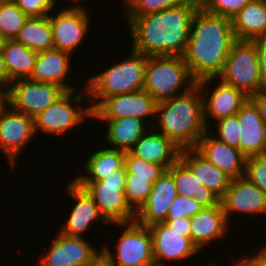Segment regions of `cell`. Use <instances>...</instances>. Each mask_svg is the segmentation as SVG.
<instances>
[{
    "label": "cell",
    "instance_id": "1",
    "mask_svg": "<svg viewBox=\"0 0 266 266\" xmlns=\"http://www.w3.org/2000/svg\"><path fill=\"white\" fill-rule=\"evenodd\" d=\"M200 0L185 3L156 13L126 19L130 30L131 49L145 56L183 57L189 40L193 15Z\"/></svg>",
    "mask_w": 266,
    "mask_h": 266
},
{
    "label": "cell",
    "instance_id": "2",
    "mask_svg": "<svg viewBox=\"0 0 266 266\" xmlns=\"http://www.w3.org/2000/svg\"><path fill=\"white\" fill-rule=\"evenodd\" d=\"M236 41L231 19L208 13L199 7L193 15L183 55L192 77L197 82L218 78Z\"/></svg>",
    "mask_w": 266,
    "mask_h": 266
},
{
    "label": "cell",
    "instance_id": "3",
    "mask_svg": "<svg viewBox=\"0 0 266 266\" xmlns=\"http://www.w3.org/2000/svg\"><path fill=\"white\" fill-rule=\"evenodd\" d=\"M153 128L181 150L195 148L208 131L202 92L198 85L187 93L157 104ZM157 124V125H155Z\"/></svg>",
    "mask_w": 266,
    "mask_h": 266
},
{
    "label": "cell",
    "instance_id": "4",
    "mask_svg": "<svg viewBox=\"0 0 266 266\" xmlns=\"http://www.w3.org/2000/svg\"><path fill=\"white\" fill-rule=\"evenodd\" d=\"M122 61L86 78L88 104L92 111L105 99L143 90L147 56L133 49ZM93 102V103H92ZM91 103V104H90Z\"/></svg>",
    "mask_w": 266,
    "mask_h": 266
},
{
    "label": "cell",
    "instance_id": "5",
    "mask_svg": "<svg viewBox=\"0 0 266 266\" xmlns=\"http://www.w3.org/2000/svg\"><path fill=\"white\" fill-rule=\"evenodd\" d=\"M196 85L197 81L192 77L183 57H147L143 90L158 103L187 93Z\"/></svg>",
    "mask_w": 266,
    "mask_h": 266
},
{
    "label": "cell",
    "instance_id": "6",
    "mask_svg": "<svg viewBox=\"0 0 266 266\" xmlns=\"http://www.w3.org/2000/svg\"><path fill=\"white\" fill-rule=\"evenodd\" d=\"M80 92L76 94L77 89L66 91L55 103L37 114L34 117L36 136L40 132L49 135L61 136L62 134L63 136L65 133L75 130L74 128L79 125H83L88 118H93L90 105L81 106L85 99H88L86 86Z\"/></svg>",
    "mask_w": 266,
    "mask_h": 266
},
{
    "label": "cell",
    "instance_id": "7",
    "mask_svg": "<svg viewBox=\"0 0 266 266\" xmlns=\"http://www.w3.org/2000/svg\"><path fill=\"white\" fill-rule=\"evenodd\" d=\"M126 174V170H115L101 181H75L89 193L111 226L136 219V211L129 205L124 193Z\"/></svg>",
    "mask_w": 266,
    "mask_h": 266
},
{
    "label": "cell",
    "instance_id": "8",
    "mask_svg": "<svg viewBox=\"0 0 266 266\" xmlns=\"http://www.w3.org/2000/svg\"><path fill=\"white\" fill-rule=\"evenodd\" d=\"M122 228L118 234L115 250L110 243H104L101 248L110 257L115 266H153L154 252L153 241L148 226L138 224L136 221L128 223H114ZM107 245V246H106Z\"/></svg>",
    "mask_w": 266,
    "mask_h": 266
},
{
    "label": "cell",
    "instance_id": "9",
    "mask_svg": "<svg viewBox=\"0 0 266 266\" xmlns=\"http://www.w3.org/2000/svg\"><path fill=\"white\" fill-rule=\"evenodd\" d=\"M218 78L243 91L248 97L263 90L255 44L249 40H237L232 45Z\"/></svg>",
    "mask_w": 266,
    "mask_h": 266
},
{
    "label": "cell",
    "instance_id": "10",
    "mask_svg": "<svg viewBox=\"0 0 266 266\" xmlns=\"http://www.w3.org/2000/svg\"><path fill=\"white\" fill-rule=\"evenodd\" d=\"M48 15L52 28L54 48L74 54L85 43L92 25L91 10L86 7L63 6ZM55 14H54V13ZM53 13V14H52ZM91 23V24H90ZM84 40V41H83Z\"/></svg>",
    "mask_w": 266,
    "mask_h": 266
},
{
    "label": "cell",
    "instance_id": "11",
    "mask_svg": "<svg viewBox=\"0 0 266 266\" xmlns=\"http://www.w3.org/2000/svg\"><path fill=\"white\" fill-rule=\"evenodd\" d=\"M197 85L202 92L204 119L208 129L213 122L236 115L249 99L243 91L227 85L219 78H206L198 81ZM210 119H213L212 123Z\"/></svg>",
    "mask_w": 266,
    "mask_h": 266
},
{
    "label": "cell",
    "instance_id": "12",
    "mask_svg": "<svg viewBox=\"0 0 266 266\" xmlns=\"http://www.w3.org/2000/svg\"><path fill=\"white\" fill-rule=\"evenodd\" d=\"M35 134L34 117L14 110L10 105L0 111V151L9 162L12 170L23 149Z\"/></svg>",
    "mask_w": 266,
    "mask_h": 266
},
{
    "label": "cell",
    "instance_id": "13",
    "mask_svg": "<svg viewBox=\"0 0 266 266\" xmlns=\"http://www.w3.org/2000/svg\"><path fill=\"white\" fill-rule=\"evenodd\" d=\"M66 90L58 85L28 79L12 81L9 105L16 111L35 117L55 103Z\"/></svg>",
    "mask_w": 266,
    "mask_h": 266
},
{
    "label": "cell",
    "instance_id": "14",
    "mask_svg": "<svg viewBox=\"0 0 266 266\" xmlns=\"http://www.w3.org/2000/svg\"><path fill=\"white\" fill-rule=\"evenodd\" d=\"M157 104L158 102L145 90L114 95L105 98L92 111L93 119H119L130 116L145 121L148 126L151 122L150 126L153 128Z\"/></svg>",
    "mask_w": 266,
    "mask_h": 266
},
{
    "label": "cell",
    "instance_id": "15",
    "mask_svg": "<svg viewBox=\"0 0 266 266\" xmlns=\"http://www.w3.org/2000/svg\"><path fill=\"white\" fill-rule=\"evenodd\" d=\"M87 239L57 231L48 244L50 246L46 247L48 250L41 254L37 266H86L101 249Z\"/></svg>",
    "mask_w": 266,
    "mask_h": 266
},
{
    "label": "cell",
    "instance_id": "16",
    "mask_svg": "<svg viewBox=\"0 0 266 266\" xmlns=\"http://www.w3.org/2000/svg\"><path fill=\"white\" fill-rule=\"evenodd\" d=\"M220 203L229 225L235 223L232 217L234 214L237 216L238 213H241V216L245 214L248 217L251 215L252 217L253 215L255 217L257 215L266 216L265 193L244 176L231 179L228 189L220 198Z\"/></svg>",
    "mask_w": 266,
    "mask_h": 266
},
{
    "label": "cell",
    "instance_id": "17",
    "mask_svg": "<svg viewBox=\"0 0 266 266\" xmlns=\"http://www.w3.org/2000/svg\"><path fill=\"white\" fill-rule=\"evenodd\" d=\"M65 193L71 196L75 201V205L71 207L72 210L69 212L65 221L61 224L59 232L75 237H84L94 222H102L104 226L110 223L100 213L99 208L96 206L93 198L89 193L81 186H79L74 180H71L64 186Z\"/></svg>",
    "mask_w": 266,
    "mask_h": 266
},
{
    "label": "cell",
    "instance_id": "18",
    "mask_svg": "<svg viewBox=\"0 0 266 266\" xmlns=\"http://www.w3.org/2000/svg\"><path fill=\"white\" fill-rule=\"evenodd\" d=\"M148 227L152 236L156 265L169 266L167 263L171 264L175 261L180 264L184 260H192V257L194 258L200 252L191 241V237L182 236V233L171 230L164 222Z\"/></svg>",
    "mask_w": 266,
    "mask_h": 266
},
{
    "label": "cell",
    "instance_id": "19",
    "mask_svg": "<svg viewBox=\"0 0 266 266\" xmlns=\"http://www.w3.org/2000/svg\"><path fill=\"white\" fill-rule=\"evenodd\" d=\"M177 195L173 174L167 169L153 184L147 201L136 212L135 221L143 226L165 222L169 208Z\"/></svg>",
    "mask_w": 266,
    "mask_h": 266
},
{
    "label": "cell",
    "instance_id": "20",
    "mask_svg": "<svg viewBox=\"0 0 266 266\" xmlns=\"http://www.w3.org/2000/svg\"><path fill=\"white\" fill-rule=\"evenodd\" d=\"M231 229L221 203L211 208H203L190 218V237L200 252L215 241L226 239Z\"/></svg>",
    "mask_w": 266,
    "mask_h": 266
},
{
    "label": "cell",
    "instance_id": "21",
    "mask_svg": "<svg viewBox=\"0 0 266 266\" xmlns=\"http://www.w3.org/2000/svg\"><path fill=\"white\" fill-rule=\"evenodd\" d=\"M195 149L232 179L245 175L246 156L213 137L209 131L198 141Z\"/></svg>",
    "mask_w": 266,
    "mask_h": 266
},
{
    "label": "cell",
    "instance_id": "22",
    "mask_svg": "<svg viewBox=\"0 0 266 266\" xmlns=\"http://www.w3.org/2000/svg\"><path fill=\"white\" fill-rule=\"evenodd\" d=\"M73 55L56 48L38 52L34 70L29 78L37 82H46L58 85L66 91L76 90L75 85L68 83ZM76 87V88H75Z\"/></svg>",
    "mask_w": 266,
    "mask_h": 266
},
{
    "label": "cell",
    "instance_id": "23",
    "mask_svg": "<svg viewBox=\"0 0 266 266\" xmlns=\"http://www.w3.org/2000/svg\"><path fill=\"white\" fill-rule=\"evenodd\" d=\"M151 129L142 135L129 152L167 170L180 158L181 149L162 133Z\"/></svg>",
    "mask_w": 266,
    "mask_h": 266
},
{
    "label": "cell",
    "instance_id": "24",
    "mask_svg": "<svg viewBox=\"0 0 266 266\" xmlns=\"http://www.w3.org/2000/svg\"><path fill=\"white\" fill-rule=\"evenodd\" d=\"M240 123V151L247 157L266 154V125L248 99L236 114Z\"/></svg>",
    "mask_w": 266,
    "mask_h": 266
},
{
    "label": "cell",
    "instance_id": "25",
    "mask_svg": "<svg viewBox=\"0 0 266 266\" xmlns=\"http://www.w3.org/2000/svg\"><path fill=\"white\" fill-rule=\"evenodd\" d=\"M202 186L215 192L220 198L228 189L231 177L203 157L195 148L181 150L179 158Z\"/></svg>",
    "mask_w": 266,
    "mask_h": 266
},
{
    "label": "cell",
    "instance_id": "26",
    "mask_svg": "<svg viewBox=\"0 0 266 266\" xmlns=\"http://www.w3.org/2000/svg\"><path fill=\"white\" fill-rule=\"evenodd\" d=\"M107 123L104 141L107 147L129 152L150 126L143 120L134 117L119 119H95ZM147 125V126H146Z\"/></svg>",
    "mask_w": 266,
    "mask_h": 266
},
{
    "label": "cell",
    "instance_id": "27",
    "mask_svg": "<svg viewBox=\"0 0 266 266\" xmlns=\"http://www.w3.org/2000/svg\"><path fill=\"white\" fill-rule=\"evenodd\" d=\"M98 148L85 159L84 173L75 177L74 181H101L115 170H126V152L106 147ZM105 146V147H104Z\"/></svg>",
    "mask_w": 266,
    "mask_h": 266
},
{
    "label": "cell",
    "instance_id": "28",
    "mask_svg": "<svg viewBox=\"0 0 266 266\" xmlns=\"http://www.w3.org/2000/svg\"><path fill=\"white\" fill-rule=\"evenodd\" d=\"M237 40H253L266 36V0H251L232 19Z\"/></svg>",
    "mask_w": 266,
    "mask_h": 266
},
{
    "label": "cell",
    "instance_id": "29",
    "mask_svg": "<svg viewBox=\"0 0 266 266\" xmlns=\"http://www.w3.org/2000/svg\"><path fill=\"white\" fill-rule=\"evenodd\" d=\"M168 170L173 174L178 195L195 198L204 208H211L220 204V197L211 189L202 186L180 159Z\"/></svg>",
    "mask_w": 266,
    "mask_h": 266
},
{
    "label": "cell",
    "instance_id": "30",
    "mask_svg": "<svg viewBox=\"0 0 266 266\" xmlns=\"http://www.w3.org/2000/svg\"><path fill=\"white\" fill-rule=\"evenodd\" d=\"M1 52L12 81L31 77L38 52L15 39H5Z\"/></svg>",
    "mask_w": 266,
    "mask_h": 266
},
{
    "label": "cell",
    "instance_id": "31",
    "mask_svg": "<svg viewBox=\"0 0 266 266\" xmlns=\"http://www.w3.org/2000/svg\"><path fill=\"white\" fill-rule=\"evenodd\" d=\"M15 40L36 52L54 48L52 28L48 16L28 17Z\"/></svg>",
    "mask_w": 266,
    "mask_h": 266
},
{
    "label": "cell",
    "instance_id": "32",
    "mask_svg": "<svg viewBox=\"0 0 266 266\" xmlns=\"http://www.w3.org/2000/svg\"><path fill=\"white\" fill-rule=\"evenodd\" d=\"M27 18L14 2L0 3V33L5 39H15Z\"/></svg>",
    "mask_w": 266,
    "mask_h": 266
},
{
    "label": "cell",
    "instance_id": "33",
    "mask_svg": "<svg viewBox=\"0 0 266 266\" xmlns=\"http://www.w3.org/2000/svg\"><path fill=\"white\" fill-rule=\"evenodd\" d=\"M187 0H130L124 7V18H137L185 3Z\"/></svg>",
    "mask_w": 266,
    "mask_h": 266
},
{
    "label": "cell",
    "instance_id": "34",
    "mask_svg": "<svg viewBox=\"0 0 266 266\" xmlns=\"http://www.w3.org/2000/svg\"><path fill=\"white\" fill-rule=\"evenodd\" d=\"M125 168L127 171L126 178H150V182L153 184L165 171L162 166L137 158L130 152H126Z\"/></svg>",
    "mask_w": 266,
    "mask_h": 266
},
{
    "label": "cell",
    "instance_id": "35",
    "mask_svg": "<svg viewBox=\"0 0 266 266\" xmlns=\"http://www.w3.org/2000/svg\"><path fill=\"white\" fill-rule=\"evenodd\" d=\"M213 126L216 127L215 129L213 128V130L217 131L214 132L212 130V126L208 129L209 133L213 137L223 143H226L230 147L238 148L240 150V123L237 115L220 119L215 122Z\"/></svg>",
    "mask_w": 266,
    "mask_h": 266
},
{
    "label": "cell",
    "instance_id": "36",
    "mask_svg": "<svg viewBox=\"0 0 266 266\" xmlns=\"http://www.w3.org/2000/svg\"><path fill=\"white\" fill-rule=\"evenodd\" d=\"M152 189L150 178H126L124 193L129 205L137 212L147 201Z\"/></svg>",
    "mask_w": 266,
    "mask_h": 266
},
{
    "label": "cell",
    "instance_id": "37",
    "mask_svg": "<svg viewBox=\"0 0 266 266\" xmlns=\"http://www.w3.org/2000/svg\"><path fill=\"white\" fill-rule=\"evenodd\" d=\"M251 0H200V7L211 14L232 19Z\"/></svg>",
    "mask_w": 266,
    "mask_h": 266
},
{
    "label": "cell",
    "instance_id": "38",
    "mask_svg": "<svg viewBox=\"0 0 266 266\" xmlns=\"http://www.w3.org/2000/svg\"><path fill=\"white\" fill-rule=\"evenodd\" d=\"M203 208L204 207L195 198L177 195L169 208L166 220L191 218Z\"/></svg>",
    "mask_w": 266,
    "mask_h": 266
},
{
    "label": "cell",
    "instance_id": "39",
    "mask_svg": "<svg viewBox=\"0 0 266 266\" xmlns=\"http://www.w3.org/2000/svg\"><path fill=\"white\" fill-rule=\"evenodd\" d=\"M244 177L259 187L266 195V154L246 158Z\"/></svg>",
    "mask_w": 266,
    "mask_h": 266
},
{
    "label": "cell",
    "instance_id": "40",
    "mask_svg": "<svg viewBox=\"0 0 266 266\" xmlns=\"http://www.w3.org/2000/svg\"><path fill=\"white\" fill-rule=\"evenodd\" d=\"M28 17L48 16L54 8L55 0H15L14 2Z\"/></svg>",
    "mask_w": 266,
    "mask_h": 266
},
{
    "label": "cell",
    "instance_id": "41",
    "mask_svg": "<svg viewBox=\"0 0 266 266\" xmlns=\"http://www.w3.org/2000/svg\"><path fill=\"white\" fill-rule=\"evenodd\" d=\"M257 49L262 88L266 89V36L251 40Z\"/></svg>",
    "mask_w": 266,
    "mask_h": 266
},
{
    "label": "cell",
    "instance_id": "42",
    "mask_svg": "<svg viewBox=\"0 0 266 266\" xmlns=\"http://www.w3.org/2000/svg\"><path fill=\"white\" fill-rule=\"evenodd\" d=\"M257 251L254 253H251L253 255L249 256L248 254L243 257L240 255V260L246 265V266H266V245L260 246V248H256ZM242 258V259H241Z\"/></svg>",
    "mask_w": 266,
    "mask_h": 266
},
{
    "label": "cell",
    "instance_id": "43",
    "mask_svg": "<svg viewBox=\"0 0 266 266\" xmlns=\"http://www.w3.org/2000/svg\"><path fill=\"white\" fill-rule=\"evenodd\" d=\"M249 100L257 108L262 121L266 125V89L250 95Z\"/></svg>",
    "mask_w": 266,
    "mask_h": 266
},
{
    "label": "cell",
    "instance_id": "44",
    "mask_svg": "<svg viewBox=\"0 0 266 266\" xmlns=\"http://www.w3.org/2000/svg\"><path fill=\"white\" fill-rule=\"evenodd\" d=\"M171 230L182 233V236L190 237V218H180L175 220H165Z\"/></svg>",
    "mask_w": 266,
    "mask_h": 266
},
{
    "label": "cell",
    "instance_id": "45",
    "mask_svg": "<svg viewBox=\"0 0 266 266\" xmlns=\"http://www.w3.org/2000/svg\"><path fill=\"white\" fill-rule=\"evenodd\" d=\"M86 266H115L110 257L101 248Z\"/></svg>",
    "mask_w": 266,
    "mask_h": 266
},
{
    "label": "cell",
    "instance_id": "46",
    "mask_svg": "<svg viewBox=\"0 0 266 266\" xmlns=\"http://www.w3.org/2000/svg\"><path fill=\"white\" fill-rule=\"evenodd\" d=\"M0 82L6 84L9 88L12 83L1 50H0Z\"/></svg>",
    "mask_w": 266,
    "mask_h": 266
},
{
    "label": "cell",
    "instance_id": "47",
    "mask_svg": "<svg viewBox=\"0 0 266 266\" xmlns=\"http://www.w3.org/2000/svg\"><path fill=\"white\" fill-rule=\"evenodd\" d=\"M9 91L10 88L0 82V111L9 106Z\"/></svg>",
    "mask_w": 266,
    "mask_h": 266
},
{
    "label": "cell",
    "instance_id": "48",
    "mask_svg": "<svg viewBox=\"0 0 266 266\" xmlns=\"http://www.w3.org/2000/svg\"><path fill=\"white\" fill-rule=\"evenodd\" d=\"M70 1V0H68ZM72 2H74V4L70 5V7H86L84 4L81 3V0H71ZM80 1V2H79ZM58 0H55V3L57 4ZM82 4V5H81Z\"/></svg>",
    "mask_w": 266,
    "mask_h": 266
},
{
    "label": "cell",
    "instance_id": "49",
    "mask_svg": "<svg viewBox=\"0 0 266 266\" xmlns=\"http://www.w3.org/2000/svg\"><path fill=\"white\" fill-rule=\"evenodd\" d=\"M238 257V259L235 261V262H233L232 264H231V266H246L240 259H239V256H237Z\"/></svg>",
    "mask_w": 266,
    "mask_h": 266
},
{
    "label": "cell",
    "instance_id": "50",
    "mask_svg": "<svg viewBox=\"0 0 266 266\" xmlns=\"http://www.w3.org/2000/svg\"><path fill=\"white\" fill-rule=\"evenodd\" d=\"M4 42H5V38L0 33V50L2 49Z\"/></svg>",
    "mask_w": 266,
    "mask_h": 266
},
{
    "label": "cell",
    "instance_id": "51",
    "mask_svg": "<svg viewBox=\"0 0 266 266\" xmlns=\"http://www.w3.org/2000/svg\"><path fill=\"white\" fill-rule=\"evenodd\" d=\"M15 0H0V3H13Z\"/></svg>",
    "mask_w": 266,
    "mask_h": 266
},
{
    "label": "cell",
    "instance_id": "52",
    "mask_svg": "<svg viewBox=\"0 0 266 266\" xmlns=\"http://www.w3.org/2000/svg\"><path fill=\"white\" fill-rule=\"evenodd\" d=\"M218 264H220V263H218V262H217V263L214 262V263H210V264L207 263L206 266H220V265H218Z\"/></svg>",
    "mask_w": 266,
    "mask_h": 266
},
{
    "label": "cell",
    "instance_id": "53",
    "mask_svg": "<svg viewBox=\"0 0 266 266\" xmlns=\"http://www.w3.org/2000/svg\"><path fill=\"white\" fill-rule=\"evenodd\" d=\"M124 2H122V4H124L123 5V7L130 1V0H123Z\"/></svg>",
    "mask_w": 266,
    "mask_h": 266
}]
</instances>
